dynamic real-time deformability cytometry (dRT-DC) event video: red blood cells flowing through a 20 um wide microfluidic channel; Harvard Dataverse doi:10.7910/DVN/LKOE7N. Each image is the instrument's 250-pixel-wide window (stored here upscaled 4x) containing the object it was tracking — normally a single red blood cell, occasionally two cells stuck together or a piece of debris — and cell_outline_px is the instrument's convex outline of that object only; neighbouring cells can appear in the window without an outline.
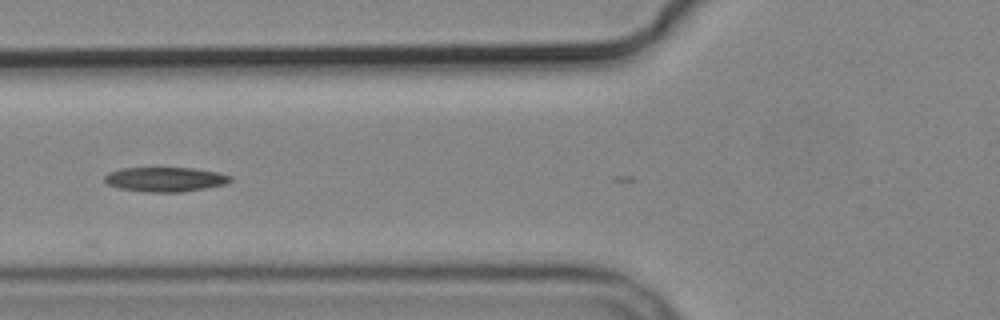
{"species": "common noctule bat (a hibernating species)", "species_latin": "Nyctalus noctula", "temperature_condition": "cold", "stored_images_in_passage": 5, "camera_frame_rate_fps": 3000, "um_per_image_px": 0.085, "animal": {"sex": "male", "body_mass_g": 19.2, "forearm_length_mm": 51.8}, "frame": {"image": 1, "passage_image": 3, "time_ms": 2.333, "image_size_px": [1000, 320], "cell_outline_px": [[232, 180], [224, 184], [204, 188], [180, 192], [144, 192], [120, 188], [108, 184], [104, 180], [104, 176], [108, 172], [120, 168], [192, 168], [216, 172], [232, 176]], "centroid_in_image_um": [14.0, 15.24], "position_along_channel_um": 111.8, "area_um2": 17.86}}
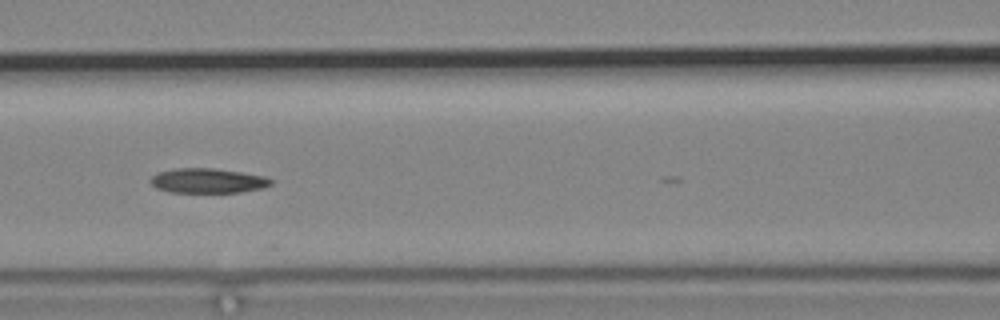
{"frame": {"image": 2, "passage_image": 4, "time_ms": 3.333, "image_size_px": [1000, 320], "cell_outline_px": [[272, 184], [260, 188], [240, 192], [168, 192], [156, 188], [148, 180], [152, 176], [160, 172], [176, 168], [212, 168], [240, 172], [264, 176], [272, 180]], "centroid_in_image_um": [17.62, 15.36], "position_along_channel_um": 149.0, "area_um2": 17.17}}
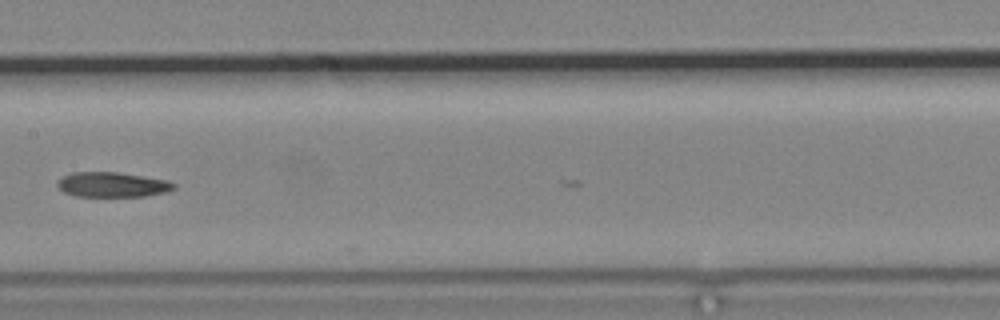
{"frame": {"image": 3, "passage_image": 5, "time_ms": 4.667, "image_size_px": [1000, 320], "cell_outline_px": [[176, 188], [168, 192], [144, 196], [76, 196], [64, 192], [56, 184], [64, 176], [72, 172], [116, 172], [168, 180], [176, 184]], "centroid_in_image_um": [9.59, 15.69], "position_along_channel_um": 197.8, "area_um2": 16.82}}